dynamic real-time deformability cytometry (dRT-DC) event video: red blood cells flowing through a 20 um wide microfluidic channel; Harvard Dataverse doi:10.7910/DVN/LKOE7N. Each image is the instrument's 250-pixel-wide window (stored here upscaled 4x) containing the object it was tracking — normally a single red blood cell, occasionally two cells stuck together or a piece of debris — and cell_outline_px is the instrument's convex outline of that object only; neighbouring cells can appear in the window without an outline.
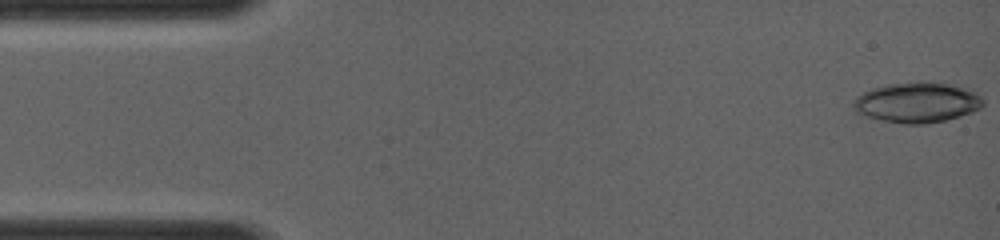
{"species": "common noctule bat (a hibernating species)", "species_latin": "Nyctalus noctula", "temperature_condition": "room temperature", "stored_images_in_passage": 9, "camera_frame_rate_fps": 4000, "um_per_image_px": 0.085, "animal": {"sex": "female", "body_mass_g": 19.0, "forearm_length_mm": 56.7}, "frame": {"image": 1, "passage_image": 1, "time_ms": 0.0, "image_size_px": [1000, 240], "cell_outline_px": [[984, 104], [980, 108], [972, 112], [960, 116], [944, 120], [924, 124], [904, 124], [880, 120], [864, 116], [856, 112], [852, 108], [852, 100], [856, 96], [872, 88], [888, 84], [916, 80], [920, 80], [948, 84], [968, 88], [980, 96], [984, 100]], "centroid_in_image_um": [77.92, 8.7], "position_along_channel_um": 7.1, "area_um2": 30.92}}